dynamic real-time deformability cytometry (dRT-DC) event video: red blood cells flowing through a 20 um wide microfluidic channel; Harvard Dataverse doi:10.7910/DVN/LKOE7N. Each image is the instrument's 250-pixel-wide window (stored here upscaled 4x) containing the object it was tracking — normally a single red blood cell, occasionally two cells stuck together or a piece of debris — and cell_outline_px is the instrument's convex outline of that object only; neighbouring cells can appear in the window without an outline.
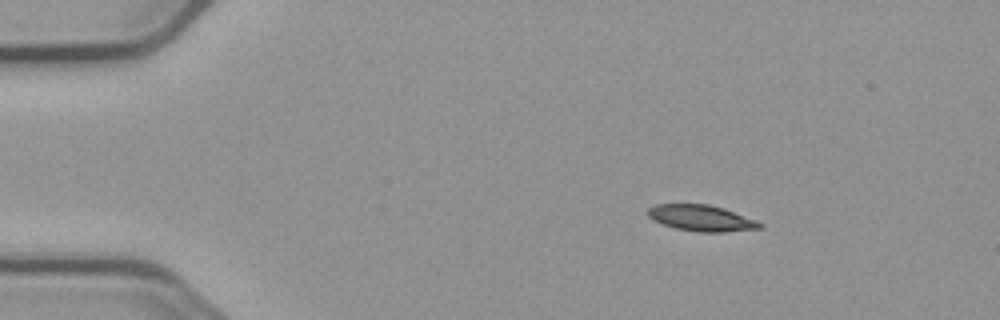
{"species": "common noctule bat (a hibernating species)", "species_latin": "Nyctalus noctula", "temperature_condition": "cold", "stored_images_in_passage": 4, "camera_frame_rate_fps": 3000, "um_per_image_px": 0.085, "animal": {"sex": "male", "body_mass_g": 23.1, "forearm_length_mm": 52.7}, "frame": {"image": 1, "passage_image": 1, "time_ms": 0.0, "image_size_px": [1000, 320], "cell_outline_px": [[764, 228], [724, 232], [696, 232], [676, 228], [652, 220], [648, 216], [648, 208], [656, 204], [708, 204], [724, 208], [756, 220], [764, 224]], "centroid_in_image_um": [59.64, 18.54], "position_along_channel_um": 25.4, "area_um2": 17.11}}
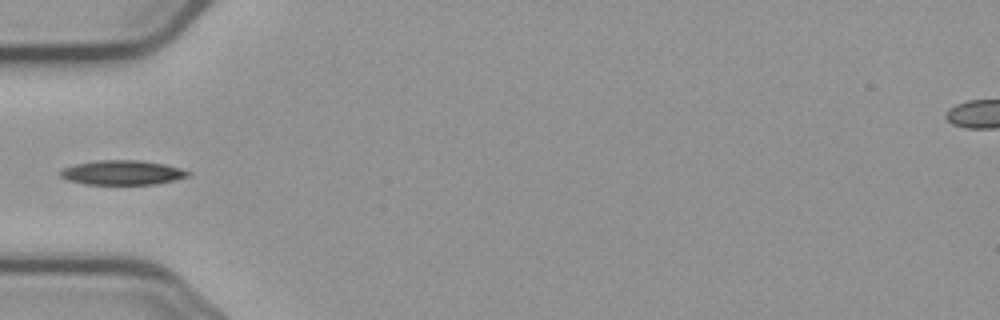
{"frame": {"image": 2, "passage_image": 4, "time_ms": 3.333, "image_size_px": [1000, 320], "cell_outline_px": [[192, 172], [188, 176], [176, 180], [156, 184], [84, 184], [68, 180], [60, 176], [60, 168], [76, 164], [96, 160], [140, 160], [164, 164], [180, 168]], "centroid_in_image_um": [10.39, 14.67], "position_along_channel_um": 74.6, "area_um2": 18.32}}